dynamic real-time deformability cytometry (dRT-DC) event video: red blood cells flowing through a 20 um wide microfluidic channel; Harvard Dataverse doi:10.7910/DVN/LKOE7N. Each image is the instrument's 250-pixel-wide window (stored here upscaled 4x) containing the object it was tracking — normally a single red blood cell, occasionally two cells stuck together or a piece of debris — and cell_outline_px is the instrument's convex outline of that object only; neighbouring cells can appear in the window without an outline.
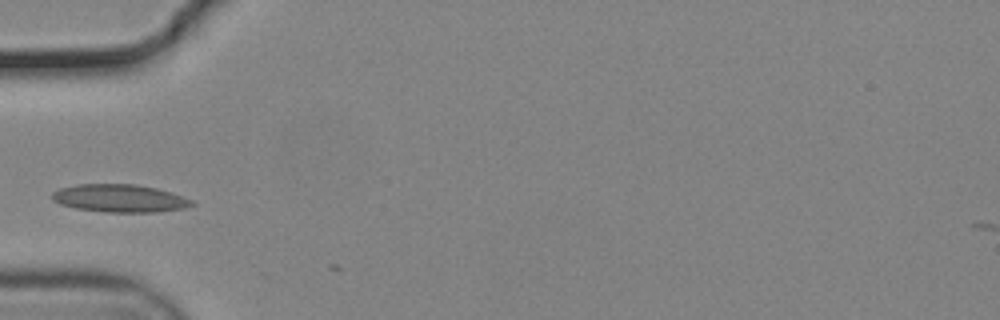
{"species": "common noctule bat (a hibernating species)", "species_latin": "Nyctalus noctula", "temperature_condition": "cold", "stored_images_in_passage": 3, "camera_frame_rate_fps": 3000, "um_per_image_px": 0.085, "animal": {"sex": "male", "body_mass_g": 19.2, "forearm_length_mm": 51.8}, "frame": {"image": 1, "passage_image": 2, "time_ms": 0.333, "image_size_px": [1000, 320], "cell_outline_px": [[192, 204], [184, 208], [156, 212], [104, 212], [76, 208], [60, 204], [52, 200], [52, 192], [60, 188], [76, 184], [136, 184], [156, 188], [172, 192], [192, 200]], "centroid_in_image_um": [10.14, 16.85], "position_along_channel_um": 74.9, "area_um2": 22.6}}